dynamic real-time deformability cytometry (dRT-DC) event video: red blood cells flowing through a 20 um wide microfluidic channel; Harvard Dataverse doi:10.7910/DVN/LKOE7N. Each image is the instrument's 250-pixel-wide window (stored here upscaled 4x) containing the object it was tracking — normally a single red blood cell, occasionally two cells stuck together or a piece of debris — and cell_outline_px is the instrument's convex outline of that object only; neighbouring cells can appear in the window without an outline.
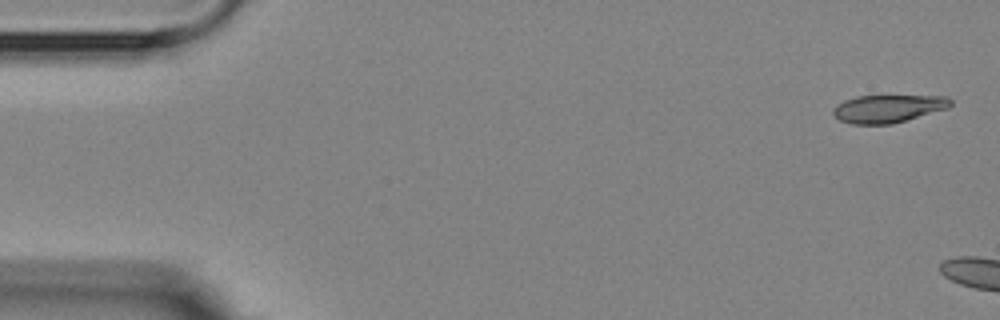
{"species": "Egyptian fruit bat (a non-hibernating species)", "species_latin": "Rousettus aegyptiacus", "temperature_condition": "room temperature", "stored_images_in_passage": 3, "camera_frame_rate_fps": 3000, "um_per_image_px": 0.085, "animal": {"sex": "female"}, "frame": {"image": 1, "passage_image": 1, "time_ms": 0.0, "image_size_px": [1000, 320], "cell_outline_px": [[952, 104], [948, 108], [892, 124], [852, 124], [840, 120], [832, 112], [832, 108], [836, 104], [844, 100], [856, 96], [948, 96], [952, 100]], "centroid_in_image_um": [75.47, 9.22], "position_along_channel_um": 9.5, "area_um2": 19.02}}